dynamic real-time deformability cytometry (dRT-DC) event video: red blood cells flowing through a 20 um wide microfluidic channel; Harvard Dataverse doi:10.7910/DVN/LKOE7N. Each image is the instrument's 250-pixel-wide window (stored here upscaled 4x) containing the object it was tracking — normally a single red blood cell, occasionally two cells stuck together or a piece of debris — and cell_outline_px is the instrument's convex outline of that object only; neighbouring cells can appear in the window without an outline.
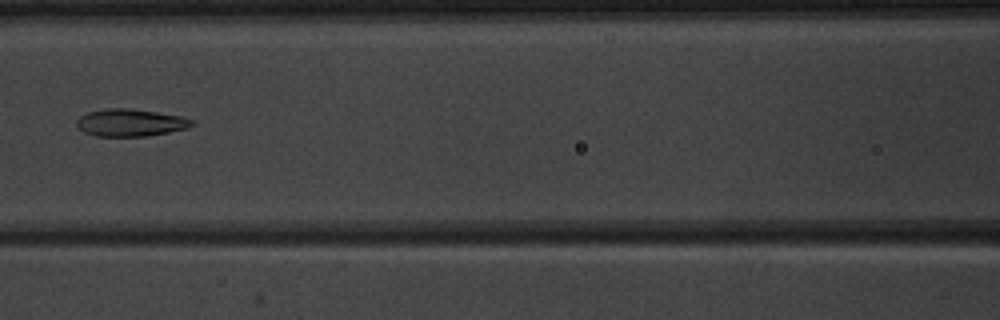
{"species": "common noctule bat (a hibernating species)", "species_latin": "Nyctalus noctula", "temperature_condition": "warm", "stored_images_in_passage": 8, "camera_frame_rate_fps": 3000, "um_per_image_px": 0.085, "animal": {"sex": "male", "body_mass_g": 20.1, "forearm_length_mm": 53.5}, "frame": {"image": 1, "passage_image": 8, "time_ms": 9.667, "image_size_px": [1000, 320], "cell_outline_px": [[196, 124], [188, 128], [148, 136], [96, 136], [84, 132], [76, 124], [76, 120], [80, 116], [88, 112], [108, 108], [128, 108], [156, 112], [180, 116], [192, 120]], "centroid_in_image_um": [11.09, 10.43], "position_along_channel_um": 155.5, "area_um2": 18.26}}